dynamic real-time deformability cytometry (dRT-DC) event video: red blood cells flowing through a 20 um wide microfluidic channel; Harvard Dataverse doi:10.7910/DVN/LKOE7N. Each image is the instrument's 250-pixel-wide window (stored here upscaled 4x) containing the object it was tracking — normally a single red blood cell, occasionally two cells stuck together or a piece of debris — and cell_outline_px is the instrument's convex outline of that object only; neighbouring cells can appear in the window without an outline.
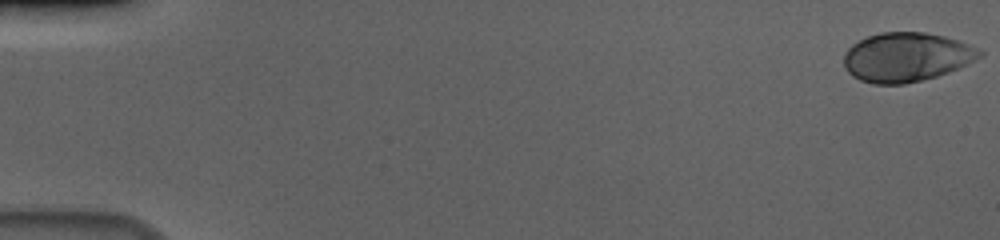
{"species": "human", "species_latin": "Homo sapiens", "temperature_condition": "cold", "stored_images_in_passage": 34, "camera_frame_rate_fps": 3000, "um_per_image_px": 0.085, "donor": {"sex": "male"}, "frame": {"image": 1, "passage_image": 1, "time_ms": 0.0, "image_size_px": [1000, 240], "cell_outline_px": [[984, 56], [948, 72], [936, 76], [904, 84], [872, 84], [860, 80], [852, 76], [844, 68], [844, 52], [852, 44], [868, 36], [880, 32], [924, 32], [944, 36], [960, 40], [980, 48], [984, 52]], "centroid_in_image_um": [77.06, 4.84], "position_along_channel_um": 7.9, "area_um2": 39.13}}
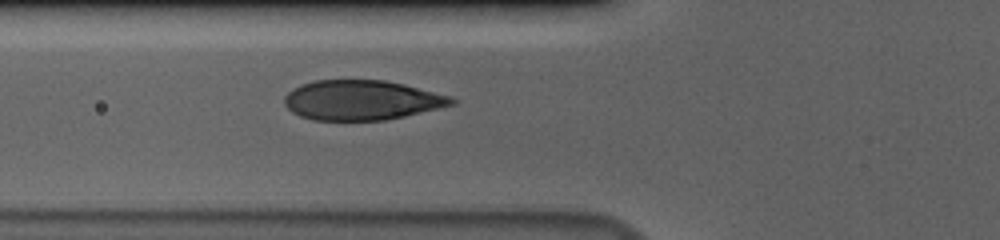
{"frame": {"image": 2, "passage_image": 22, "time_ms": 7.0, "image_size_px": [1000, 240], "cell_outline_px": [[456, 104], [404, 116], [384, 120], [312, 120], [300, 116], [292, 112], [284, 104], [284, 96], [292, 88], [300, 84], [316, 80], [384, 80], [404, 84], [452, 96], [456, 100]], "centroid_in_image_um": [30.73, 8.51], "position_along_channel_um": 95.1, "area_um2": 38.9}}
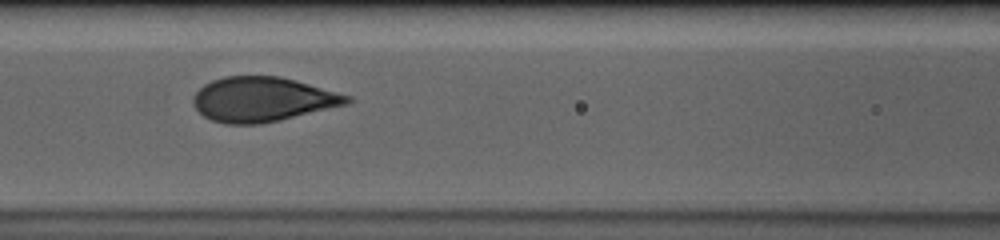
{"frame": {"image": 3, "passage_image": 26, "time_ms": 8.333, "image_size_px": [1000, 240], "cell_outline_px": [[352, 100], [348, 104], [280, 120], [260, 124], [224, 124], [212, 120], [204, 116], [192, 104], [192, 96], [204, 84], [212, 80], [224, 76], [280, 76], [296, 80], [352, 96]], "centroid_in_image_um": [22.31, 8.44], "position_along_channel_um": 144.3, "area_um2": 40.11}}